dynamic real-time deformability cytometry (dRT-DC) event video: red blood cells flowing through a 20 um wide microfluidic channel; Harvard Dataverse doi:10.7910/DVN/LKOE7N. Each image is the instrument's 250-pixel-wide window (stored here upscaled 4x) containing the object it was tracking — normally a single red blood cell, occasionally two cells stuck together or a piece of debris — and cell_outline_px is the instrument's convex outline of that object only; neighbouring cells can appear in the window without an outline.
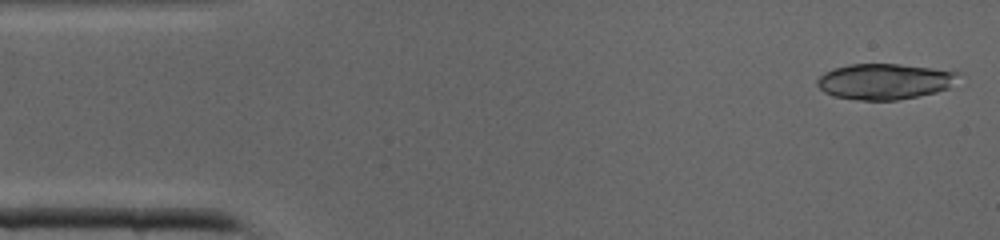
{"species": "common noctule bat (a hibernating species)", "species_latin": "Nyctalus noctula", "temperature_condition": "cold", "stored_images_in_passage": 40, "camera_frame_rate_fps": 3000, "um_per_image_px": 0.085, "animal": {"sex": "male", "body_mass_g": 19.0, "forearm_length_mm": 50.8}, "frame": {"image": 1, "passage_image": 1, "time_ms": 0.0, "image_size_px": [1000, 240], "cell_outline_px": [[964, 72], [948, 88], [936, 92], [896, 100], [860, 100], [832, 96], [824, 92], [816, 84], [816, 80], [824, 72], [832, 68], [848, 64], [900, 64]], "centroid_in_image_um": [75.18, 6.91], "position_along_channel_um": 9.8, "area_um2": 29.59}}
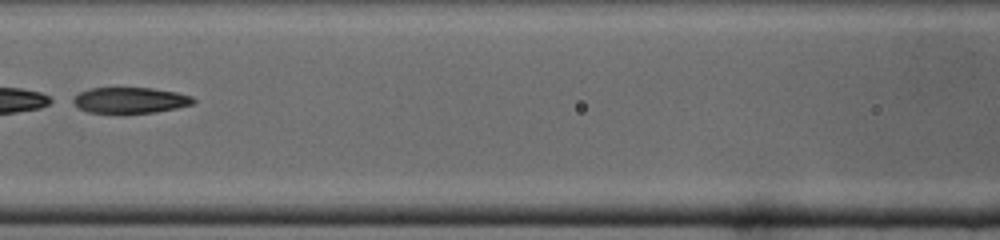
{"frame": {"image": 2, "passage_image": 17, "time_ms": 5.333, "image_size_px": [1000, 240], "cell_outline_px": [[196, 100], [192, 104], [176, 108], [156, 112], [88, 112], [80, 108], [68, 100], [80, 92], [88, 88], [152, 88], [176, 92], [192, 96]], "centroid_in_image_um": [11.03, 8.5], "position_along_channel_um": 155.6, "area_um2": 17.98}}
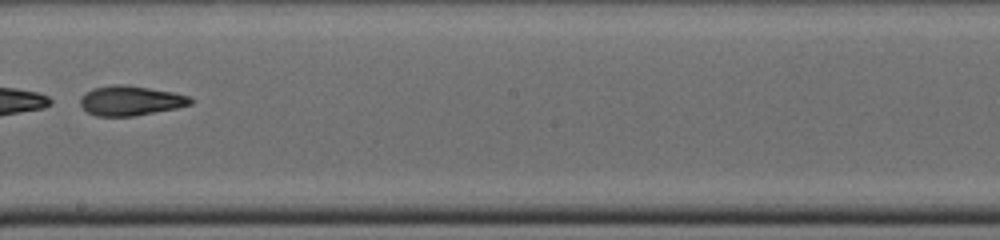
{"frame": {"image": 3, "passage_image": 22, "time_ms": 7.0, "image_size_px": [1000, 240], "cell_outline_px": [[196, 100], [192, 104], [176, 108], [132, 116], [96, 116], [88, 112], [80, 104], [80, 96], [92, 88], [116, 84], [124, 84], [172, 92], [188, 96]], "centroid_in_image_um": [11.09, 8.55], "position_along_channel_um": 237.1, "area_um2": 19.02}}